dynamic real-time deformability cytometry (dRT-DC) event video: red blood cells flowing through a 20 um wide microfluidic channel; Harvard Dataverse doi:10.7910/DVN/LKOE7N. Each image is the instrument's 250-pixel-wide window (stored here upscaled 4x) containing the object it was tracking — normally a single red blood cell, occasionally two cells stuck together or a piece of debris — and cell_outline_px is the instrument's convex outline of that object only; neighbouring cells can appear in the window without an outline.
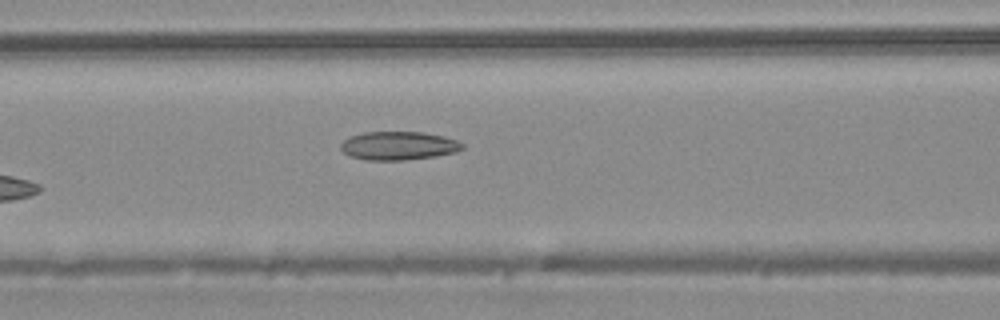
{"species": "common noctule bat (a hibernating species)", "species_latin": "Nyctalus noctula", "temperature_condition": "warm", "stored_images_in_passage": 5, "segment_of_instrument_passage": [1, 2], "camera_frame_rate_fps": 3000, "um_per_image_px": 0.085, "animal": {"sex": "male", "body_mass_g": 20.4}, "frame": {"image": 1, "passage_image": 4, "time_ms": 1.0, "image_size_px": [1000, 320], "cell_outline_px": [[464, 148], [456, 152], [436, 156], [404, 160], [364, 160], [348, 156], [340, 148], [340, 144], [348, 136], [364, 132], [424, 132], [444, 136], [456, 140], [464, 144]], "centroid_in_image_um": [33.85, 12.39], "position_along_channel_um": 132.7, "area_um2": 20.4}}